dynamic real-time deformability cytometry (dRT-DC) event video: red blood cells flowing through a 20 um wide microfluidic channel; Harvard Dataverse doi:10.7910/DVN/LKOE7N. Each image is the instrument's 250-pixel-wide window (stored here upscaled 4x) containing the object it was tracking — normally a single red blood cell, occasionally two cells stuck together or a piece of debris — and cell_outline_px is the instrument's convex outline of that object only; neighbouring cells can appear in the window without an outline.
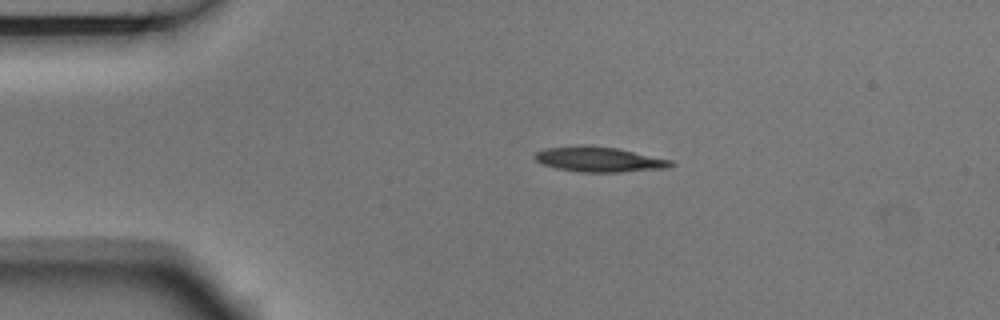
{"species": "Egyptian fruit bat (a non-hibernating species)", "species_latin": "Rousettus aegyptiacus", "temperature_condition": "room temperature", "stored_images_in_passage": 4, "camera_frame_rate_fps": 3000, "um_per_image_px": 0.085, "animal": {"sex": "male"}, "frame": {"image": 1, "passage_image": 3, "time_ms": 0.667, "image_size_px": [1000, 320], "cell_outline_px": [[676, 164], [672, 168], [620, 172], [580, 172], [556, 168], [544, 164], [536, 160], [532, 156], [536, 152], [544, 148], [616, 148], [672, 160]], "centroid_in_image_um": [51.02, 13.6], "position_along_channel_um": 34.0, "area_um2": 19.07}}